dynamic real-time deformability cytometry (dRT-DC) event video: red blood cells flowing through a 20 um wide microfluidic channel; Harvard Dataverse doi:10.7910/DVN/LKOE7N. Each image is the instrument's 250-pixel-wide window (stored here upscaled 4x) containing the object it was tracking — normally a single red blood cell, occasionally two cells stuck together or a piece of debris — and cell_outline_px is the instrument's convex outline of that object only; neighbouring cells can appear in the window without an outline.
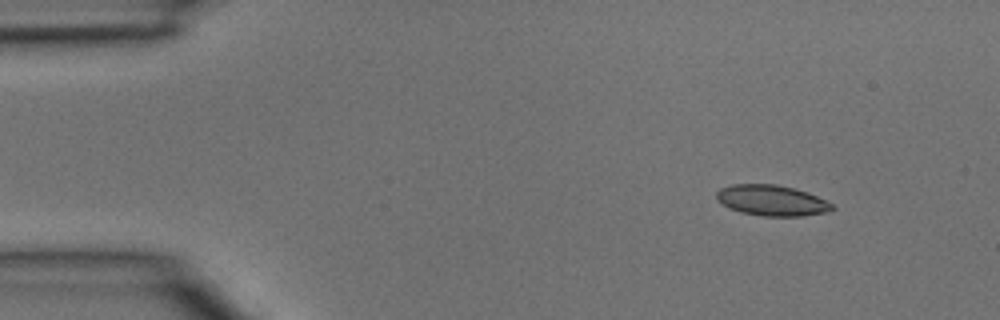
{"species": "common noctule bat (a hibernating species)", "species_latin": "Nyctalus noctula", "temperature_condition": "room temperature", "stored_images_in_passage": 3, "camera_frame_rate_fps": 3000, "um_per_image_px": 0.085, "animal": {"sex": "male", "body_mass_g": 15.6}, "frame": {"image": 1, "passage_image": 1, "time_ms": 0.0, "image_size_px": [1000, 320], "cell_outline_px": [[836, 208], [828, 212], [800, 216], [764, 216], [740, 212], [728, 208], [716, 200], [716, 192], [720, 188], [732, 184], [776, 184], [808, 192], [832, 204]], "centroid_in_image_um": [65.56, 17.04], "position_along_channel_um": 19.4, "area_um2": 20.75}}
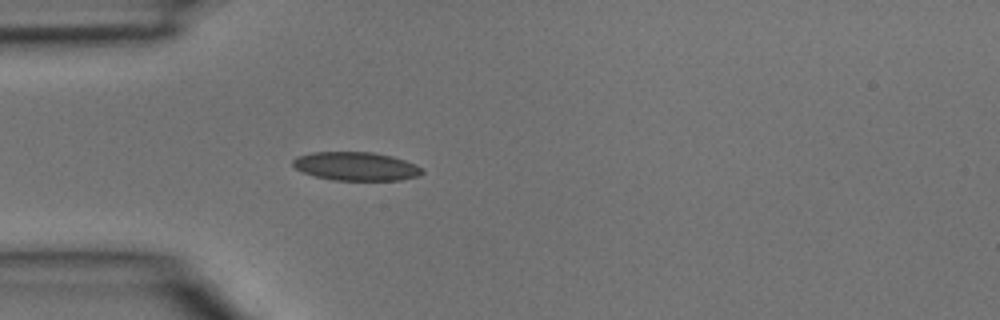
{"frame": {"image": 2, "passage_image": 3, "time_ms": 0.667, "image_size_px": [1000, 320], "cell_outline_px": [[424, 172], [420, 176], [400, 180], [332, 180], [316, 176], [304, 172], [296, 168], [292, 164], [292, 160], [296, 156], [312, 152], [372, 152], [392, 156], [416, 164]], "centroid_in_image_um": [30.27, 14.13], "position_along_channel_um": 54.7, "area_um2": 21.5}}